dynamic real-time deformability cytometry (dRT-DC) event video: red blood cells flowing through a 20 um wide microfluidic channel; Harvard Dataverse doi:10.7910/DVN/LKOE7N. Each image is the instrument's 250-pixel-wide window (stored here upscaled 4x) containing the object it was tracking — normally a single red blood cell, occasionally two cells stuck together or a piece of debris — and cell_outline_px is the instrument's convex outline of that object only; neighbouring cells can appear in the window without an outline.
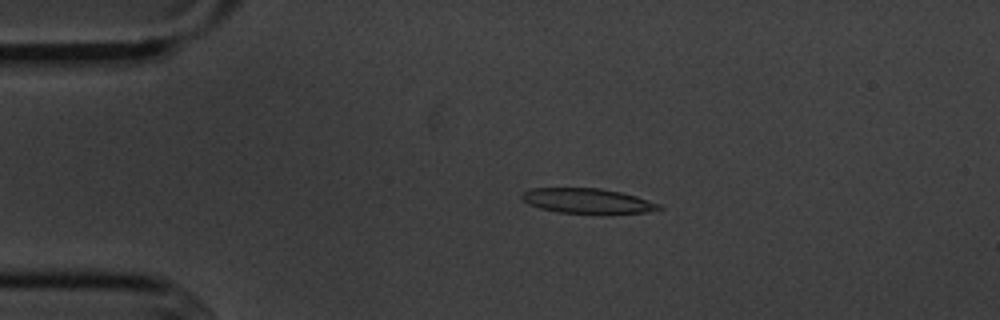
{"species": "common noctule bat (a hibernating species)", "species_latin": "Nyctalus noctula", "temperature_condition": "cold", "stored_images_in_passage": 55, "camera_frame_rate_fps": 3000, "um_per_image_px": 0.085, "animal": {"sex": "male", "body_mass_g": 20.1, "forearm_length_mm": 53.5}, "frame": {"image": 1, "passage_image": 11, "time_ms": 3.333, "image_size_px": [1000, 320], "cell_outline_px": [[664, 208], [644, 212], [556, 212], [540, 208], [528, 204], [520, 196], [524, 192], [532, 188], [600, 188], [620, 192], [636, 196], [660, 204]], "centroid_in_image_um": [49.89, 17.05], "position_along_channel_um": 35.1, "area_um2": 19.36}}
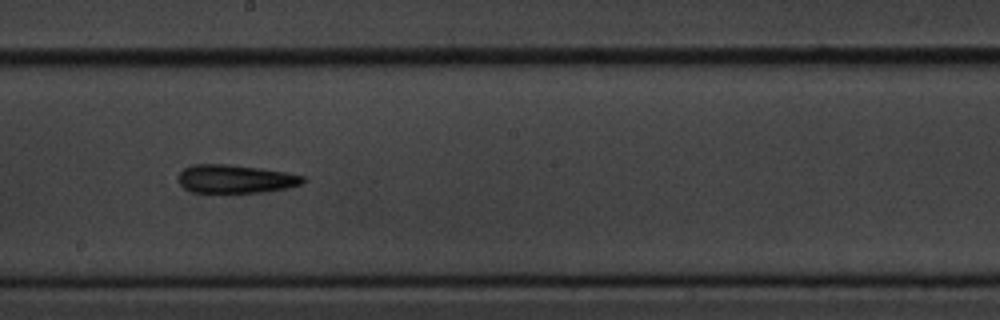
{"frame": {"image": 2, "passage_image": 30, "time_ms": 9.667, "image_size_px": [1000, 320], "cell_outline_px": [[308, 180], [304, 184], [288, 188], [268, 192], [192, 192], [184, 188], [180, 184], [180, 172], [184, 168], [196, 164], [228, 164], [260, 168], [288, 172], [304, 176]], "centroid_in_image_um": [20.11, 15.21], "position_along_channel_um": 228.1, "area_um2": 20.75}}
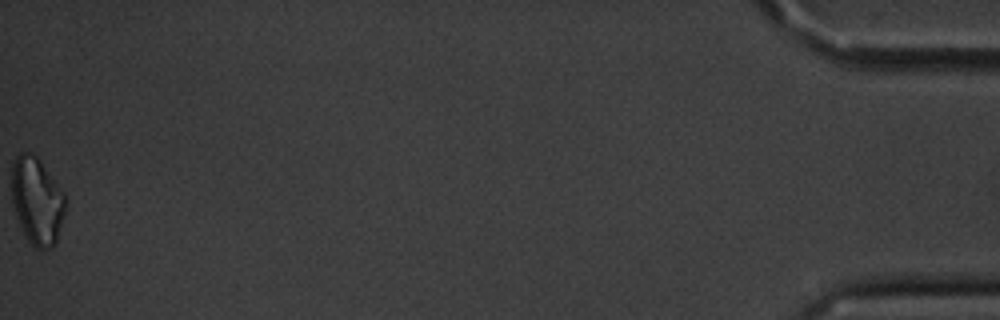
{"frame": {"image": 3, "passage_image": 55, "time_ms": 18.0, "image_size_px": [1000, 320], "cell_outline_px": [[68, 204], [56, 240], [52, 248], [36, 248], [28, 240], [16, 216], [12, 204], [12, 164], [16, 156], [20, 152], [28, 152], [36, 156], [40, 160], [64, 192], [68, 200]], "centroid_in_image_um": [3.16, 17.05], "position_along_channel_um": 432.0, "area_um2": 27.4}, "authors_computed_cell_mechanics": {"area_um2": 20.6924, "velocity_mm_per_s": 3.6131, "shape_relaxation_time_tau1_ms": 3.2812, "shape_relaxation_time_tau2_ms": 10.4796, "deformation_change_tau1": 0.1007, "deformation_change_tau2": 0.2614}}